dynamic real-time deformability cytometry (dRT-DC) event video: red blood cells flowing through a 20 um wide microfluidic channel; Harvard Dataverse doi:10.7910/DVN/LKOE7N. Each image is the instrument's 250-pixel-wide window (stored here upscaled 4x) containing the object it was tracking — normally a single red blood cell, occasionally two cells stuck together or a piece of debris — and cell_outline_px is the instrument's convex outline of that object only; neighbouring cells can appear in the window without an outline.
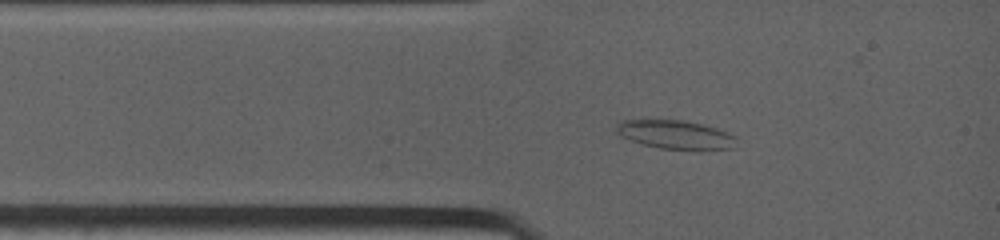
{"species": "common noctule bat (a hibernating species)", "species_latin": "Nyctalus noctula", "temperature_condition": "warm", "stored_images_in_passage": 7, "camera_frame_rate_fps": 4500, "um_per_image_px": 0.085, "animal": {"sex": "female", "body_mass_g": 19.0, "forearm_length_mm": 53.3}, "frame": {"image": 1, "passage_image": 1, "time_ms": 0.0, "image_size_px": [1000, 240], "cell_outline_px": [[736, 148], [696, 152], [660, 148], [644, 144], [620, 136], [616, 132], [616, 124], [620, 120], [684, 120], [716, 128], [728, 132], [736, 136]], "centroid_in_image_um": [57.49, 11.48], "position_along_channel_um": 27.5, "area_um2": 20.69}}
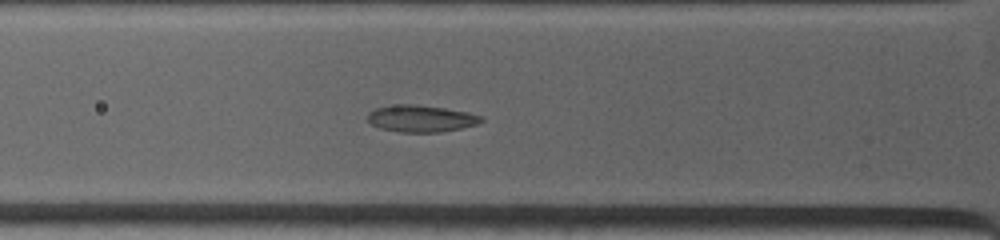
{"frame": {"image": 2, "passage_image": 5, "time_ms": 1.778, "image_size_px": [1000, 240], "cell_outline_px": [[484, 120], [476, 124], [460, 128], [440, 132], [400, 132], [380, 128], [372, 124], [368, 120], [368, 112], [376, 108], [400, 104], [416, 104], [444, 108], [468, 112], [484, 116]], "centroid_in_image_um": [35.8, 10.07], "position_along_channel_um": 90.0, "area_um2": 17.69}}
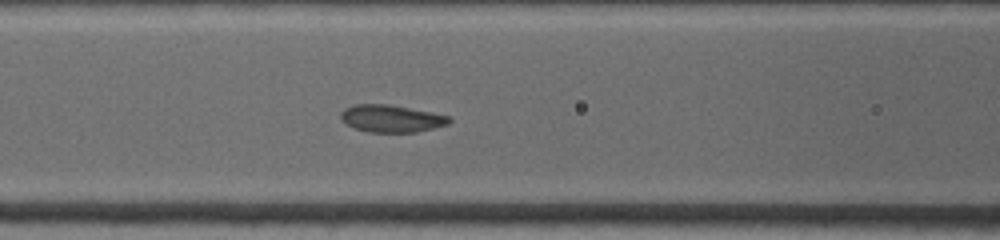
{"frame": {"image": 3, "passage_image": 7, "time_ms": 2.889, "image_size_px": [1000, 240], "cell_outline_px": [[452, 120], [448, 124], [416, 132], [368, 132], [352, 128], [344, 124], [340, 120], [340, 112], [344, 108], [356, 104], [388, 104], [432, 112], [452, 116]], "centroid_in_image_um": [33.23, 10.07], "position_along_channel_um": 133.4, "area_um2": 17.51}}